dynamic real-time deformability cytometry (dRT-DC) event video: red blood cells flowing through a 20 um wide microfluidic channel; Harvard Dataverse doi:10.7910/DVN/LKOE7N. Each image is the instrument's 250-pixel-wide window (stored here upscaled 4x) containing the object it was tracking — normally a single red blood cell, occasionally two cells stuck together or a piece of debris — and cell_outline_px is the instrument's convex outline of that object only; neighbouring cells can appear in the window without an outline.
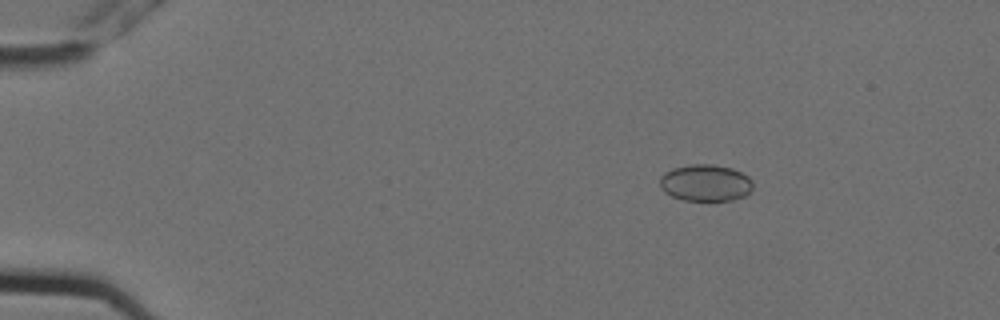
{"species": "Egyptian fruit bat (a non-hibernating species)", "species_latin": "Rousettus aegyptiacus", "temperature_condition": "cold", "stored_images_in_passage": 5, "camera_frame_rate_fps": 3000, "um_per_image_px": 0.085, "animal": {"sex": "female"}, "frame": {"image": 1, "passage_image": 3, "time_ms": 0.667, "image_size_px": [1000, 320], "cell_outline_px": [[752, 188], [744, 196], [732, 200], [708, 204], [684, 200], [672, 196], [664, 192], [660, 188], [660, 176], [664, 172], [672, 168], [692, 164], [712, 164], [732, 168], [748, 176], [752, 180]], "centroid_in_image_um": [59.95, 15.59], "position_along_channel_um": 25.1, "area_um2": 20.63}}